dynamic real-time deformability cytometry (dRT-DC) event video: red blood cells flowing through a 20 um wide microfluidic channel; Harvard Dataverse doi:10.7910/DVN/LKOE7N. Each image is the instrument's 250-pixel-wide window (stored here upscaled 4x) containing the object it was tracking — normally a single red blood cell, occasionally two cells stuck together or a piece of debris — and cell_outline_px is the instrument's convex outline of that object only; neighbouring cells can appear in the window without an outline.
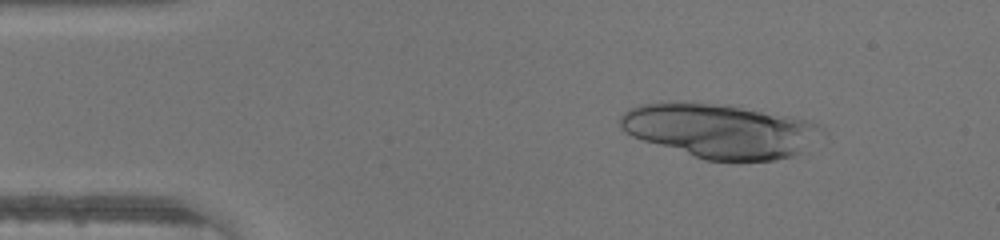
{"species": "human", "species_latin": "Homo sapiens", "temperature_condition": "warm", "stored_images_in_passage": 16, "camera_frame_rate_fps": 3000, "um_per_image_px": 0.085, "donor": {"sex": "male"}, "frame": {"image": 1, "passage_image": 6, "time_ms": 1.667, "image_size_px": [1000, 240], "cell_outline_px": [[824, 132], [800, 152], [792, 156], [776, 160], [704, 160], [632, 136], [620, 124], [620, 116], [628, 108], [640, 104], [720, 104], [792, 116], [824, 124]], "centroid_in_image_um": [61.27, 11.13], "position_along_channel_um": 23.7, "area_um2": 62.54}}